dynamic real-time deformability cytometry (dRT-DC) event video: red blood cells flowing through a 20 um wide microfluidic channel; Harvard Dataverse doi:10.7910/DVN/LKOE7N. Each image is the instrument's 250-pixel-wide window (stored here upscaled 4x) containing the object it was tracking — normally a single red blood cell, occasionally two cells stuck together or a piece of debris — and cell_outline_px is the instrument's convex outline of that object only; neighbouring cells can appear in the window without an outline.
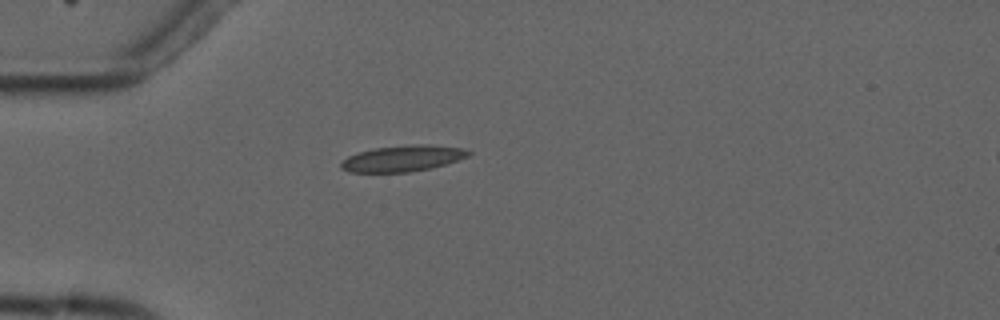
{"species": "common noctule bat (a hibernating species)", "species_latin": "Nyctalus noctula", "temperature_condition": "cold", "stored_images_in_passage": 6, "camera_frame_rate_fps": 3000, "um_per_image_px": 0.085, "animal": {"sex": "male", "forearm_length_mm": 52.5}, "frame": {"image": 1, "passage_image": 4, "time_ms": 3.667, "image_size_px": [1000, 320], "cell_outline_px": [[472, 152], [468, 156], [432, 168], [408, 172], [348, 172], [340, 168], [340, 164], [348, 156], [360, 152], [376, 148], [416, 144], [428, 144], [464, 148]], "centroid_in_image_um": [34.24, 13.47], "position_along_channel_um": 50.8, "area_um2": 19.19}}
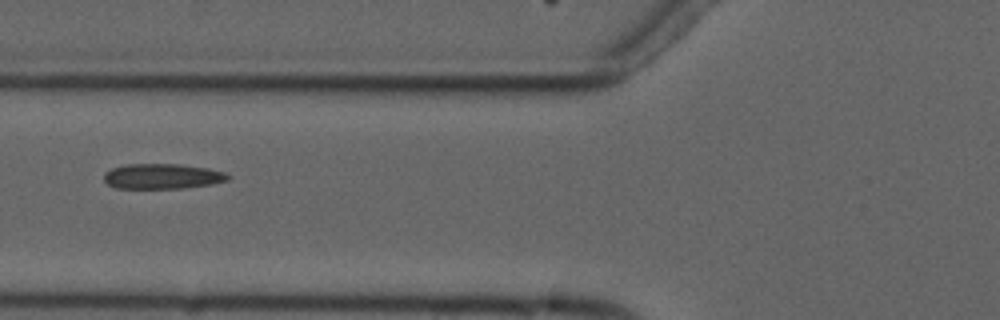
{"frame": {"image": 2, "passage_image": 6, "time_ms": 5.667, "image_size_px": [1000, 320], "cell_outline_px": [[232, 176], [228, 180], [212, 184], [184, 188], [116, 188], [108, 184], [104, 180], [104, 172], [112, 168], [128, 164], [180, 164], [208, 168], [224, 172]], "centroid_in_image_um": [13.82, 14.98], "position_along_channel_um": 112.0, "area_um2": 18.26}}